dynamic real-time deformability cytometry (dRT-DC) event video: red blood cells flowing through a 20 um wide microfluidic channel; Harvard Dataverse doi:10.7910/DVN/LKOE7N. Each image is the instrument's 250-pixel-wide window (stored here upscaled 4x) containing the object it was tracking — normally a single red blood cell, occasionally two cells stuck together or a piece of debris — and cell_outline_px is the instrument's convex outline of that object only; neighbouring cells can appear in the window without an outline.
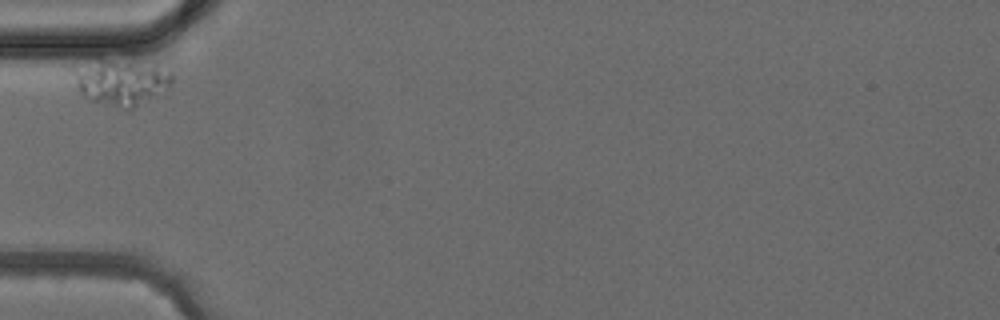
{"species": "common noctule bat (a hibernating species)", "species_latin": "Nyctalus noctula", "temperature_condition": "cold", "stored_images_in_passage": 2, "camera_frame_rate_fps": 3000, "um_per_image_px": 0.085, "animal": {"sex": "female", "body_mass_g": 24.6, "forearm_length_mm": 56.2}, "frame": {"image": 1, "passage_image": 1, "time_ms": 0.0, "image_size_px": [1000, 320], "cell_outline_px": [[176, 80], [168, 88], [132, 108], [124, 108], [92, 100], [84, 96], [76, 88], [68, 68], [96, 56], [100, 56], [132, 60], [156, 64], [172, 72], [176, 76]], "centroid_in_image_um": [10.22, 6.85], "position_along_channel_um": 74.8, "area_um2": 27.8}}
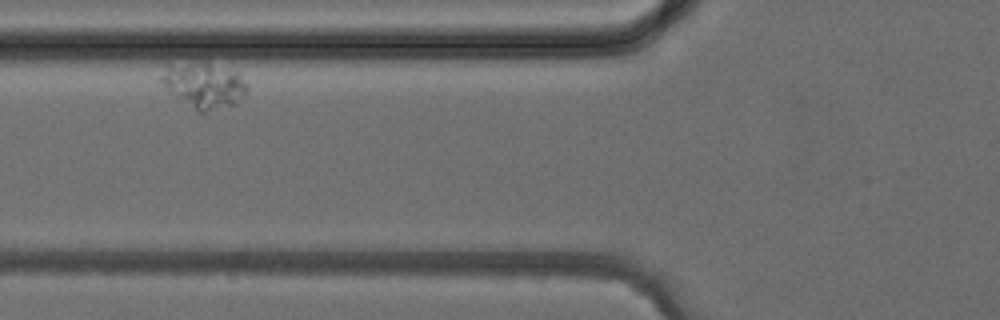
{"frame": {"image": 2, "passage_image": 2, "time_ms": 1.0, "image_size_px": [1000, 320], "cell_outline_px": [[248, 88], [236, 104], [204, 112], [200, 112], [176, 96], [160, 80], [160, 76], [168, 64], [204, 60], [236, 72], [248, 84]], "centroid_in_image_um": [17.35, 7.19], "position_along_channel_um": 108.5, "area_um2": 22.54}}